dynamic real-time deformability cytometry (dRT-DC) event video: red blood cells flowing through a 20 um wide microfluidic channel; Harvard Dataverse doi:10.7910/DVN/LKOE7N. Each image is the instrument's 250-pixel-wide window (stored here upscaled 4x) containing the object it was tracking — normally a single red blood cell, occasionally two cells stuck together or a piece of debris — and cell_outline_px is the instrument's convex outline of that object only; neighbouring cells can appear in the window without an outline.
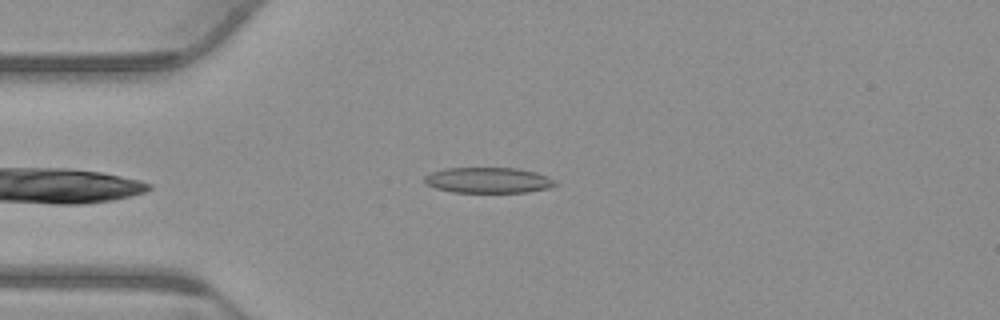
{"species": "common noctule bat (a hibernating species)", "species_latin": "Nyctalus noctula", "temperature_condition": "warm", "stored_images_in_passage": 39, "camera_frame_rate_fps": 3000, "um_per_image_px": 0.085, "animal": {"sex": "male", "body_mass_g": 23.1, "forearm_length_mm": 52.7}, "frame": {"image": 1, "passage_image": 3, "time_ms": 0.667, "image_size_px": [1000, 320], "cell_outline_px": [[560, 184], [548, 188], [528, 192], [452, 192], [436, 188], [424, 184], [424, 176], [432, 172], [444, 168], [516, 168], [536, 172], [548, 176]], "centroid_in_image_um": [41.51, 15.32], "position_along_channel_um": 43.5, "area_um2": 19.65}}
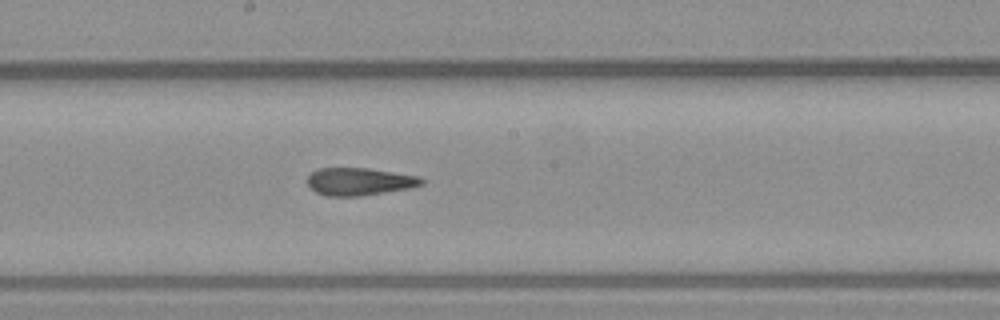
{"frame": {"image": 2, "passage_image": 18, "time_ms": 5.667, "image_size_px": [1000, 320], "cell_outline_px": [[424, 184], [408, 188], [360, 196], [328, 196], [316, 192], [308, 184], [308, 176], [312, 172], [320, 168], [368, 168], [420, 176], [424, 180]], "centroid_in_image_um": [30.56, 15.42], "position_along_channel_um": 217.6, "area_um2": 18.21}}
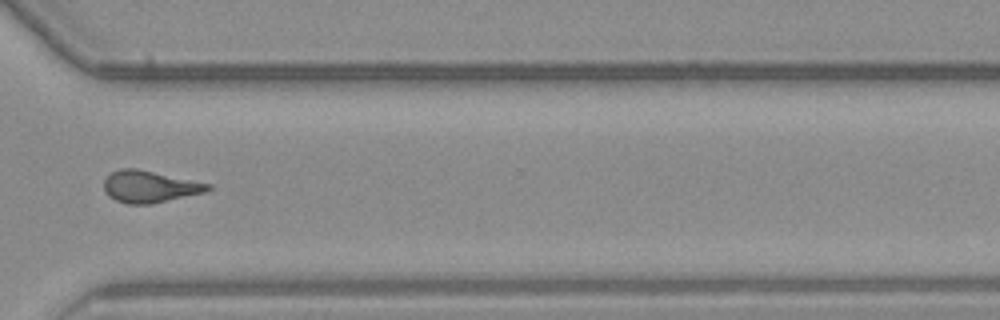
{"frame": {"image": 3, "passage_image": 29, "time_ms": 9.333, "image_size_px": [1000, 320], "cell_outline_px": [[212, 188], [204, 192], [152, 204], [128, 204], [116, 200], [108, 196], [104, 192], [104, 180], [112, 172], [120, 168], [136, 168], [212, 184]], "centroid_in_image_um": [12.7, 15.86], "position_along_channel_um": 357.9, "area_um2": 19.25}, "authors_computed_cell_mechanics": {"area_um2": 19.5364, "velocity_mm_per_s": 3.8257, "shape_relaxation_time_tau1_ms": null, "shape_relaxation_time_tau2_ms": 3.2055, "deformation_change_tau1": null, "deformation_change_tau2": 0.1221}}